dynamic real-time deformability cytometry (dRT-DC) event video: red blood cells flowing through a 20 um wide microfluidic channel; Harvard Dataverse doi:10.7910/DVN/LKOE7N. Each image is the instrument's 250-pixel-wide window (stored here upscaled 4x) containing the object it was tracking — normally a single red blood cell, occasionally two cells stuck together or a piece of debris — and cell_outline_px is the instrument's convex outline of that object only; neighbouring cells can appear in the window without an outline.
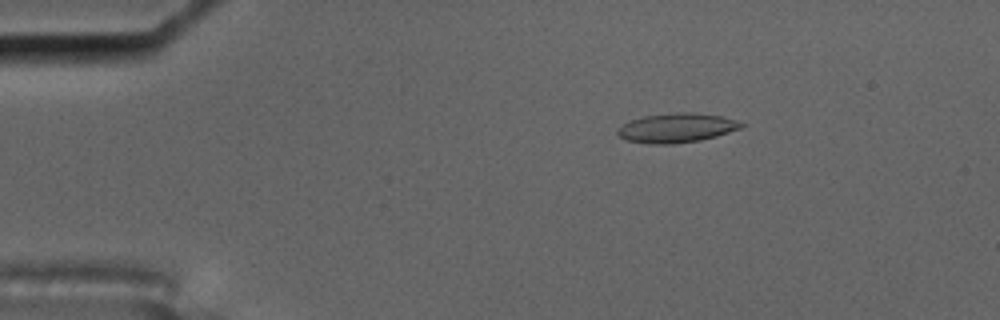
{"species": "common noctule bat (a hibernating species)", "species_latin": "Nyctalus noctula", "temperature_condition": "cold", "stored_images_in_passage": 6, "camera_frame_rate_fps": 3000, "um_per_image_px": 0.085, "animal": {"sex": "male", "body_mass_g": 17.5, "forearm_length_mm": 52.3}, "frame": {"image": 1, "passage_image": 3, "time_ms": 2.333, "image_size_px": [1000, 320], "cell_outline_px": [[748, 124], [740, 128], [716, 136], [700, 140], [672, 144], [648, 144], [624, 140], [616, 132], [616, 128], [632, 120], [644, 116], [680, 112], [692, 112], [720, 116], [736, 120]], "centroid_in_image_um": [57.5, 10.88], "position_along_channel_um": 27.5, "area_um2": 21.1}}